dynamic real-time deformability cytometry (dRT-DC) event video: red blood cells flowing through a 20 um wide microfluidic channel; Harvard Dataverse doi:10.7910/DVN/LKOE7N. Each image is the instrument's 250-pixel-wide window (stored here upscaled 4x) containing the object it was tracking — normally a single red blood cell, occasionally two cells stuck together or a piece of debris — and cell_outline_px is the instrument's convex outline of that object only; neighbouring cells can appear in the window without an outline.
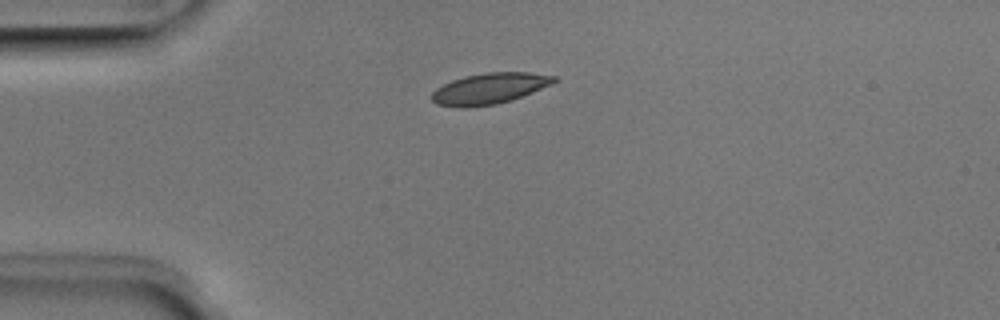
{"species": "Egyptian fruit bat (a non-hibernating species)", "species_latin": "Rousettus aegyptiacus", "temperature_condition": "room temperature", "stored_images_in_passage": 39, "camera_frame_rate_fps": 3000, "um_per_image_px": 0.085, "animal": {"sex": "male"}, "frame": {"image": 1, "passage_image": 1, "time_ms": 0.0, "image_size_px": [1000, 320], "cell_outline_px": [[560, 80], [552, 84], [520, 96], [496, 104], [464, 108], [460, 108], [436, 104], [432, 100], [432, 92], [436, 88], [452, 80], [464, 76], [484, 72], [528, 72], [556, 76]], "centroid_in_image_um": [41.59, 7.51], "position_along_channel_um": 43.4, "area_um2": 21.96}}
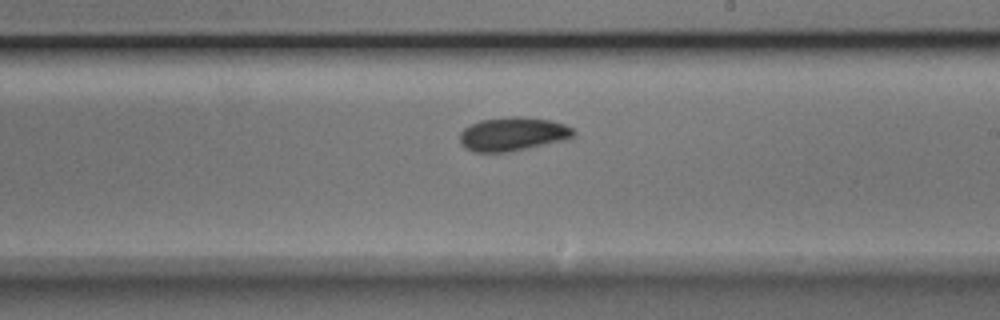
{"frame": {"image": 2, "passage_image": 18, "time_ms": 5.667, "image_size_px": [1000, 320], "cell_outline_px": [[576, 132], [572, 136], [564, 140], [504, 152], [472, 152], [464, 148], [460, 144], [460, 132], [464, 128], [480, 120], [508, 116], [524, 116], [552, 120], [564, 124], [572, 128]], "centroid_in_image_um": [43.55, 11.37], "position_along_channel_um": 245.5, "area_um2": 22.31}}
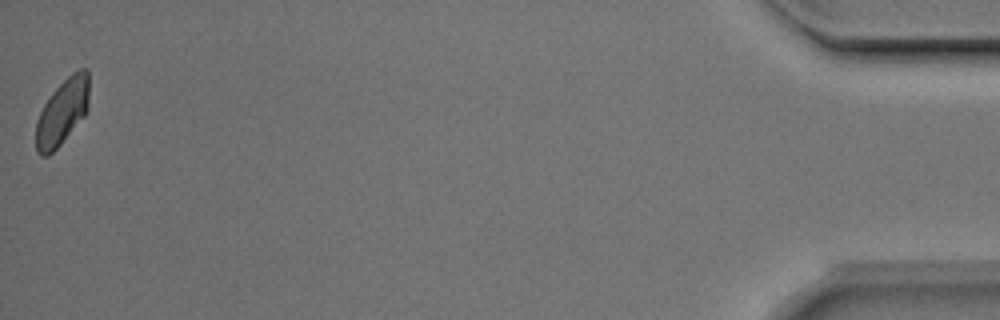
{"frame": {"image": 3, "passage_image": 39, "time_ms": 12.667, "image_size_px": [1000, 320], "cell_outline_px": [[88, 108], [84, 116], [60, 144], [48, 156], [40, 156], [36, 152], [36, 120], [44, 104], [52, 92], [72, 72], [80, 68], [88, 68]], "centroid_in_image_um": [5.29, 9.51], "position_along_channel_um": 429.9, "area_um2": 20.29}, "authors_computed_cell_mechanics": {"area_um2": 21.5016, "velocity_mm_per_s": 3.9766, "shape_relaxation_time_tau1_ms": 2.3501, "shape_relaxation_time_tau2_ms": 5.9755, "deformation_change_tau1": 0.0799, "deformation_change_tau2": 0.0734}}